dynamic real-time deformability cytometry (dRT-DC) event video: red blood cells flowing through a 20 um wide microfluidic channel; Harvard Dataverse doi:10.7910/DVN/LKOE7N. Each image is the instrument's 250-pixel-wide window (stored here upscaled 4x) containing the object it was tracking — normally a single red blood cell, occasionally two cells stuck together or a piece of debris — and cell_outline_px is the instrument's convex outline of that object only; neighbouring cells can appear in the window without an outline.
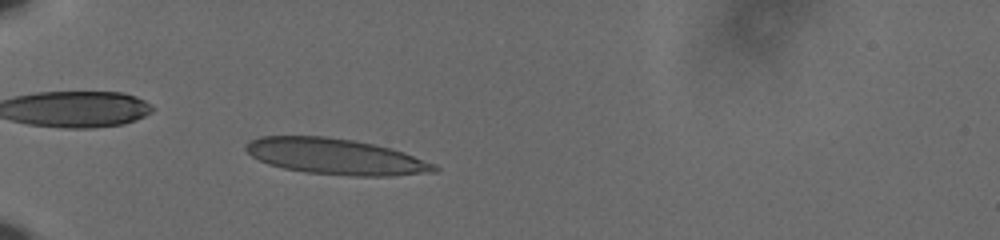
{"species": "human", "species_latin": "Homo sapiens", "temperature_condition": "cold", "stored_images_in_passage": 42, "camera_frame_rate_fps": 3000, "um_per_image_px": 0.085, "donor": {"sex": "male"}, "frame": {"image": 1, "passage_image": 4, "time_ms": 1.0, "image_size_px": [1000, 240], "cell_outline_px": [[440, 172], [392, 176], [352, 176], [304, 172], [284, 168], [268, 164], [252, 156], [244, 148], [244, 144], [260, 136], [328, 136], [352, 140], [372, 144], [404, 152], [436, 164], [440, 168]], "centroid_in_image_um": [28.57, 13.31], "position_along_channel_um": 56.4, "area_um2": 39.59}}
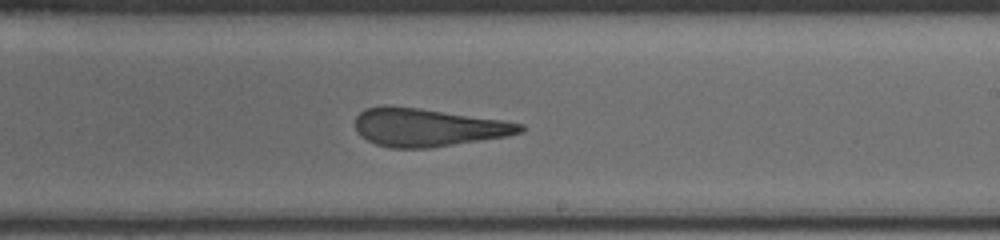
{"frame": {"image": 2, "passage_image": 22, "time_ms": 7.0, "image_size_px": [1000, 240], "cell_outline_px": [[524, 132], [508, 136], [428, 148], [392, 148], [376, 144], [360, 136], [356, 132], [356, 116], [364, 108], [384, 104], [420, 108], [504, 120], [524, 124]], "centroid_in_image_um": [36.35, 10.81], "position_along_channel_um": 252.7, "area_um2": 36.82}}
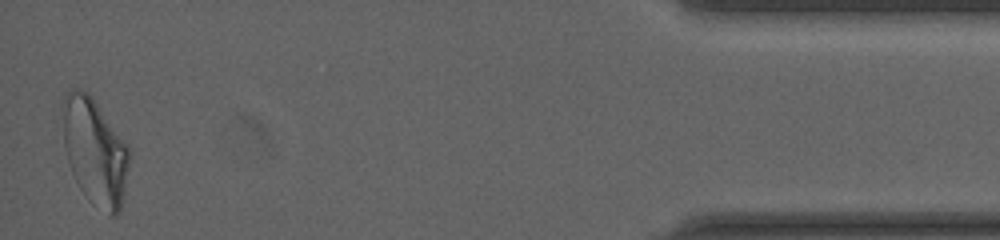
{"frame": {"image": 3, "passage_image": 42, "time_ms": 13.667, "image_size_px": [1000, 240], "cell_outline_px": [[132, 152], [120, 212], [116, 216], [108, 216], [92, 204], [84, 196], [68, 164], [64, 144], [60, 108], [60, 100], [64, 92], [68, 88], [76, 88], [88, 92], [92, 96], [128, 144]], "centroid_in_image_um": [8.05, 12.83], "position_along_channel_um": 427.2, "area_um2": 42.71}, "authors_computed_cell_mechanics": {"area_um2": 37.6856, "velocity_mm_per_s": 3.6363, "shape_relaxation_time_tau1_ms": 11.0804, "shape_relaxation_time_tau2_ms": 1.4833, "deformation_change_tau1": 0.2817, "deformation_change_tau2": 0.1197}}